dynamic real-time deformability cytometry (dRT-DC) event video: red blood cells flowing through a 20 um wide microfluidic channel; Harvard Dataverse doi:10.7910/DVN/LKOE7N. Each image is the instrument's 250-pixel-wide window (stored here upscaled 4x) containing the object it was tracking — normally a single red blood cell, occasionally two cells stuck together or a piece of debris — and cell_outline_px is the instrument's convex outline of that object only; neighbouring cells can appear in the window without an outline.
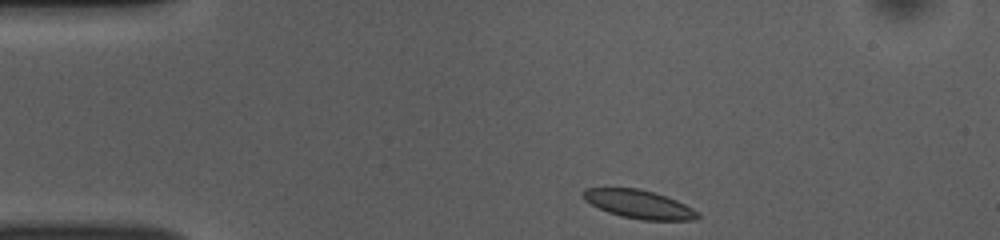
{"species": "common noctule bat (a hibernating species)", "species_latin": "Nyctalus noctula", "temperature_condition": "room temperature", "stored_images_in_passage": 44, "camera_frame_rate_fps": 3000, "um_per_image_px": 0.085, "animal": {"sex": "female", "body_mass_g": 10.0, "forearm_length_mm": 53.1}, "frame": {"image": 1, "passage_image": 1, "time_ms": 0.0, "image_size_px": [1000, 240], "cell_outline_px": [[700, 216], [692, 220], [640, 220], [620, 216], [608, 212], [584, 200], [580, 192], [584, 188], [640, 188], [676, 200], [700, 212]], "centroid_in_image_um": [54.28, 17.36], "position_along_channel_um": 30.7, "area_um2": 18.96}}
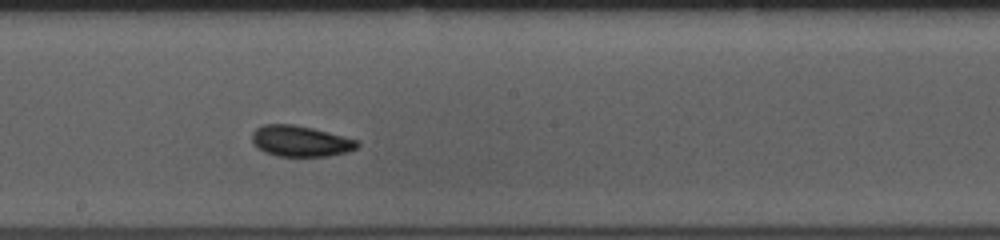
{"frame": {"image": 2, "passage_image": 20, "time_ms": 6.333, "image_size_px": [1000, 240], "cell_outline_px": [[360, 144], [356, 148], [348, 152], [328, 156], [276, 156], [264, 152], [256, 148], [252, 140], [252, 132], [256, 128], [264, 124], [292, 124], [312, 128], [360, 140]], "centroid_in_image_um": [25.54, 12.0], "position_along_channel_um": 222.7, "area_um2": 19.13}}
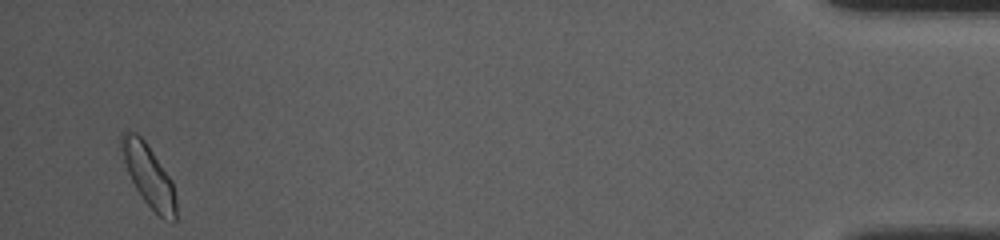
{"frame": {"image": 3, "passage_image": 42, "time_ms": 13.667, "image_size_px": [1000, 240], "cell_outline_px": [[176, 220], [164, 220], [144, 200], [136, 188], [128, 172], [120, 148], [120, 136], [124, 132], [136, 132], [144, 140], [172, 180], [176, 196]], "centroid_in_image_um": [12.65, 14.92], "position_along_channel_um": 422.6, "area_um2": 19.31}, "authors_computed_cell_mechanics": {"area_um2": 18.9584, "velocity_mm_per_s": 3.8082, "shape_relaxation_time_tau1_ms": 1.5555, "shape_relaxation_time_tau2_ms": 1.9564, "deformation_change_tau1": 0.0846, "deformation_change_tau2": 0.0649}}